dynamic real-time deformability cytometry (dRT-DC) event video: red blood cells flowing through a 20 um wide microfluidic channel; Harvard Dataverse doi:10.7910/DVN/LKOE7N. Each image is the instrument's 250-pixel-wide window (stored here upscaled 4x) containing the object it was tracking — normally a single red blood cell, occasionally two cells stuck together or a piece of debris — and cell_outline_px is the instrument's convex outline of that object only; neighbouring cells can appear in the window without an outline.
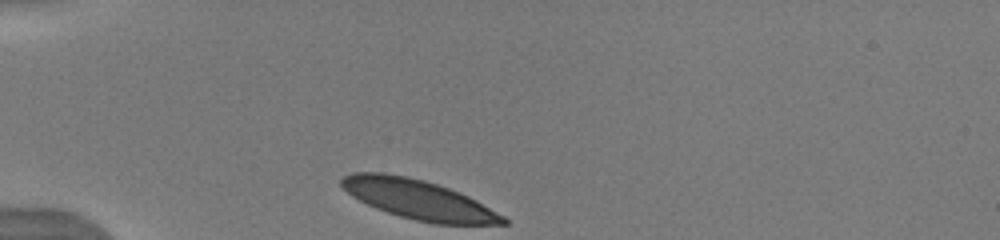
{"species": "human", "species_latin": "Homo sapiens", "temperature_condition": "warm", "stored_images_in_passage": 25, "camera_frame_rate_fps": 3000, "um_per_image_px": 0.085, "donor": {"sex": "male"}, "frame": {"image": 1, "passage_image": 1, "time_ms": 0.0, "image_size_px": [1000, 240], "cell_outline_px": [[508, 224], [436, 224], [416, 220], [400, 216], [376, 208], [352, 196], [340, 184], [340, 180], [344, 176], [352, 172], [384, 172], [408, 176], [424, 180], [448, 188], [468, 196], [476, 200], [504, 216], [508, 220]], "centroid_in_image_um": [35.56, 16.95], "position_along_channel_um": 49.4, "area_um2": 36.88}, "authors_computed_cell_mechanics": {"area_um2": 37.4544, "velocity_mm_per_s": 3.8685, "shape_relaxation_time_tau1_ms": 3.3541, "shape_relaxation_time_tau2_ms": null, "deformation_change_tau1": 0.1131, "deformation_change_tau2": null}}